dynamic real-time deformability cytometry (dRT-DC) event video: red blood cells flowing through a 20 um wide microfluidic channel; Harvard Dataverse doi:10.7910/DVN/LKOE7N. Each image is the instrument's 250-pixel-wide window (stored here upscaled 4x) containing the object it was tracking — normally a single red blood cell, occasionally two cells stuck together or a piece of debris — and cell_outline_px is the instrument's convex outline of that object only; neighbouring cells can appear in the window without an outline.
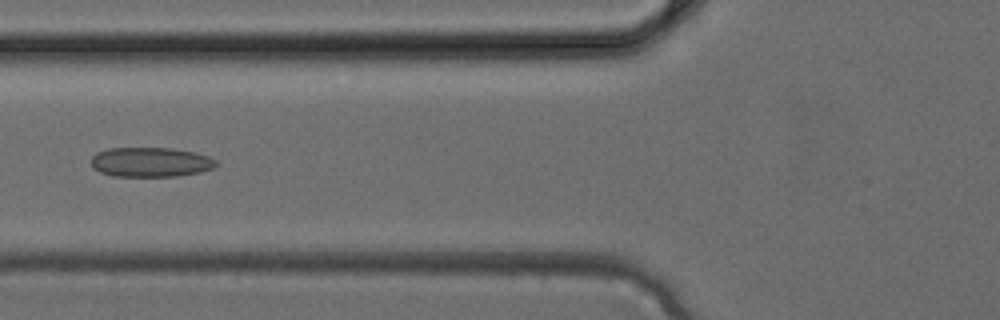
{"species": "common noctule bat (a hibernating species)", "species_latin": "Nyctalus noctula", "temperature_condition": "cold", "stored_images_in_passage": 2, "camera_frame_rate_fps": 3000, "um_per_image_px": 0.085, "animal": {"sex": "female", "body_mass_g": 24.6, "forearm_length_mm": 56.2}, "frame": {"image": 1, "passage_image": 2, "time_ms": 0.333, "image_size_px": [1000, 320], "cell_outline_px": [[220, 164], [216, 168], [200, 172], [176, 176], [112, 176], [100, 172], [92, 168], [92, 156], [96, 152], [108, 148], [172, 148], [196, 152], [208, 156], [216, 160]], "centroid_in_image_um": [12.83, 13.78], "position_along_channel_um": 113.0, "area_um2": 21.85}}